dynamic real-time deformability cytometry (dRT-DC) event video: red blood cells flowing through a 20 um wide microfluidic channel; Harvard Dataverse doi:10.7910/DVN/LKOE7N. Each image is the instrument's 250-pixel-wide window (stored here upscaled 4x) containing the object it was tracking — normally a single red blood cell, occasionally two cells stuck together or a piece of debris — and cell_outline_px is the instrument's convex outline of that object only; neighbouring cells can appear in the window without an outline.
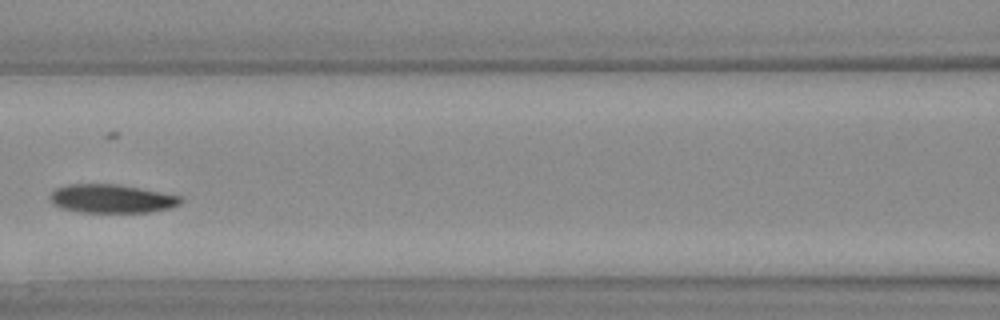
{"species": "Egyptian fruit bat (a non-hibernating species)", "species_latin": "Rousettus aegyptiacus", "temperature_condition": "warm", "stored_images_in_passage": 31, "camera_frame_rate_fps": 3000, "um_per_image_px": 0.085, "animal": {"sex": "female"}, "frame": {"image": 1, "passage_image": 10, "time_ms": 3.0, "image_size_px": [1000, 320], "cell_outline_px": [[184, 200], [180, 204], [172, 208], [148, 212], [76, 212], [52, 204], [48, 200], [48, 196], [56, 188], [68, 184], [120, 184], [180, 196]], "centroid_in_image_um": [9.47, 16.89], "position_along_channel_um": 157.1, "area_um2": 21.91}}